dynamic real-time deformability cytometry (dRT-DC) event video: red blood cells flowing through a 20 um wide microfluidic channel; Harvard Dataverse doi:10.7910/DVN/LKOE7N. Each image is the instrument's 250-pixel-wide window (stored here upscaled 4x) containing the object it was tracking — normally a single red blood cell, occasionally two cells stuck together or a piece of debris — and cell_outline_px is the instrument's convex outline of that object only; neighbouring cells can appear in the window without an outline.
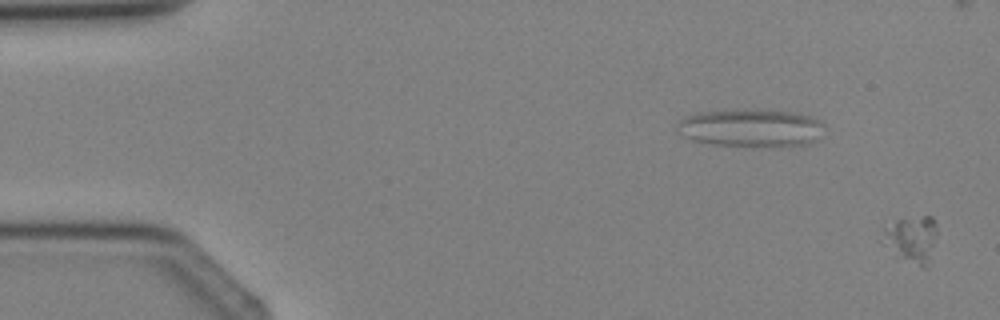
{"species": "Egyptian fruit bat (a non-hibernating species)", "species_latin": "Rousettus aegyptiacus", "temperature_condition": "cold", "stored_images_in_passage": 5, "camera_frame_rate_fps": 3000, "um_per_image_px": 0.085, "animal": {"sex": "female"}, "frame": {"image": 1, "passage_image": 1, "time_ms": 0.0, "image_size_px": [1000, 320], "cell_outline_px": [[936, 232], [928, 268], [924, 268], [896, 260], [880, 244], [884, 228], [896, 220], [924, 216], [932, 216], [936, 228]], "centroid_in_image_um": [77.4, 20.42], "position_along_channel_um": 7.6, "area_um2": 15.49}}